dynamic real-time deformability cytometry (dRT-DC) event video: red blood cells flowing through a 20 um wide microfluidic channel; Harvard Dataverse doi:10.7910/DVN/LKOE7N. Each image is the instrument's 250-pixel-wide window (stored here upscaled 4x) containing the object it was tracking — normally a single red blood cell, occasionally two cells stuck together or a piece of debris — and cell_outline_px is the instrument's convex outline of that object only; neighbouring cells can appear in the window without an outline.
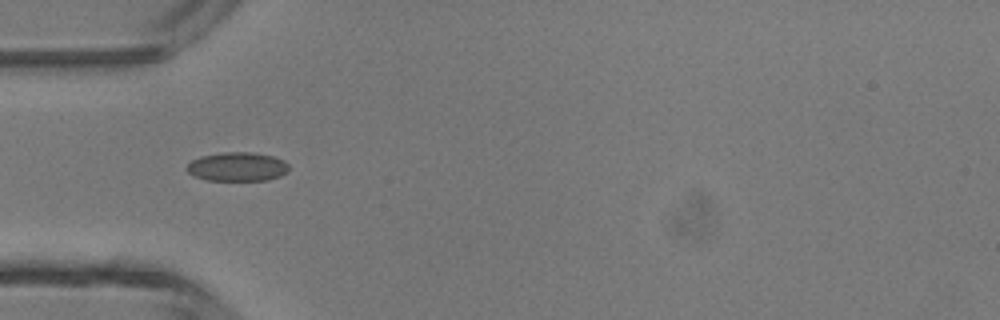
{"species": "common noctule bat (a hibernating species)", "species_latin": "Nyctalus noctula", "temperature_condition": "room temperature", "stored_images_in_passage": 33, "camera_frame_rate_fps": 3000, "um_per_image_px": 0.085, "animal": {"sex": "male", "body_mass_g": 13.3}, "frame": {"image": 1, "passage_image": 1, "time_ms": 0.0, "image_size_px": [1000, 320], "cell_outline_px": [[288, 172], [280, 176], [268, 180], [208, 180], [196, 176], [188, 172], [184, 168], [192, 160], [200, 156], [224, 152], [252, 152], [272, 156], [284, 160], [288, 164]], "centroid_in_image_um": [20.18, 14.16], "position_along_channel_um": 64.8, "area_um2": 17.22}}
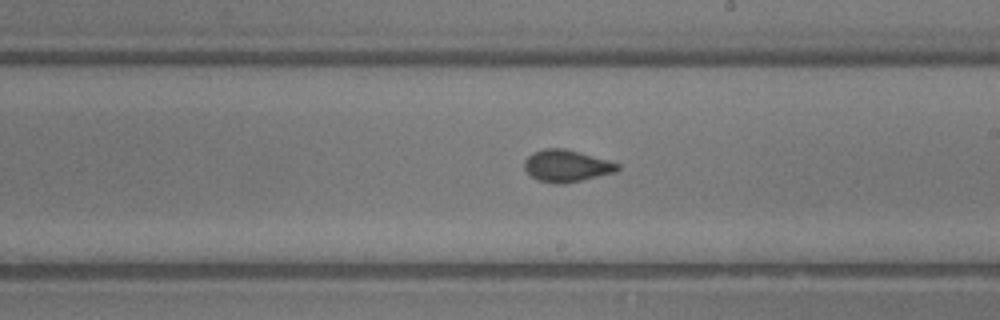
{"frame": {"image": 2, "passage_image": 13, "time_ms": 4.0, "image_size_px": [1000, 320], "cell_outline_px": [[620, 168], [616, 172], [564, 184], [552, 184], [536, 180], [524, 168], [524, 160], [532, 152], [544, 148], [564, 148], [580, 152], [608, 160], [620, 164]], "centroid_in_image_um": [48.14, 14.1], "position_along_channel_um": 240.9, "area_um2": 17.51}}
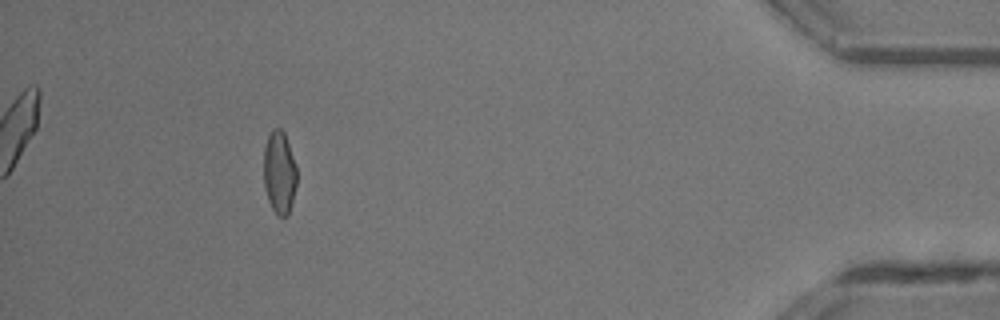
{"frame": {"image": 3, "passage_image": 29, "time_ms": 9.333, "image_size_px": [1000, 320], "cell_outline_px": [[296, 184], [288, 216], [280, 216], [272, 208], [268, 200], [264, 188], [264, 148], [268, 136], [272, 128], [280, 128], [284, 132], [296, 164]], "centroid_in_image_um": [23.74, 14.64], "position_along_channel_um": 411.5, "area_um2": 15.9}, "authors_computed_cell_mechanics": {"area_um2": 16.762, "velocity_mm_per_s": 4.3982, "shape_relaxation_time_tau1_ms": null, "shape_relaxation_time_tau2_ms": 1.0833, "deformation_change_tau1": null, "deformation_change_tau2": 0.0487}}